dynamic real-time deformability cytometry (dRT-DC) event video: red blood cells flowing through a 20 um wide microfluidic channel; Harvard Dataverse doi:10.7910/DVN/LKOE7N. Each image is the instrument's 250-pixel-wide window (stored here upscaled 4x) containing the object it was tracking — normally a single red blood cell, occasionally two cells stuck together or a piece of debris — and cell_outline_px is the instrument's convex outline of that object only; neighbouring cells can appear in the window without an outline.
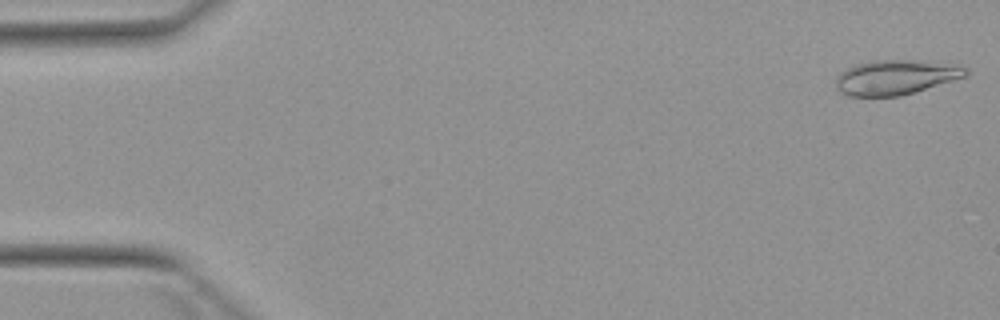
{"species": "Egyptian fruit bat (a non-hibernating species)", "species_latin": "Rousettus aegyptiacus", "temperature_condition": "warm", "stored_images_in_passage": 5, "camera_frame_rate_fps": 3000, "um_per_image_px": 0.085, "animal": {"sex": "female"}, "frame": {"image": 1, "passage_image": 1, "time_ms": 0.0, "image_size_px": [1000, 320], "cell_outline_px": [[968, 76], [900, 96], [848, 96], [840, 92], [836, 88], [836, 76], [840, 72], [856, 64], [872, 60], [956, 60], [968, 68]], "centroid_in_image_um": [76.26, 6.52], "position_along_channel_um": 8.7, "area_um2": 27.22}}
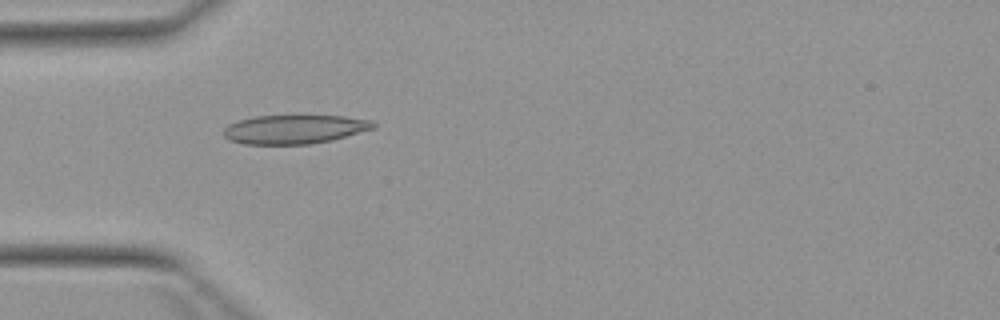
{"frame": {"image": 2, "passage_image": 4, "time_ms": 4.667, "image_size_px": [1000, 320], "cell_outline_px": [[376, 128], [332, 140], [308, 144], [244, 144], [228, 140], [224, 136], [224, 128], [228, 124], [240, 120], [256, 116], [304, 112], [344, 116], [372, 120], [376, 124]], "centroid_in_image_um": [25.07, 10.93], "position_along_channel_um": 59.9, "area_um2": 26.47}}
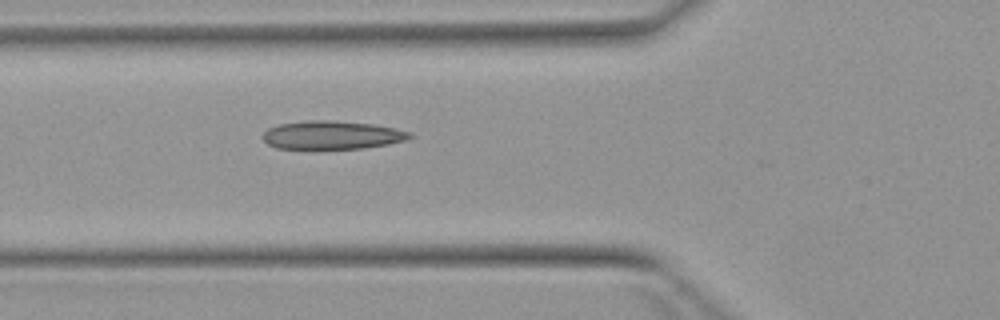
{"frame": {"image": 3, "passage_image": 5, "time_ms": 5.667, "image_size_px": [1000, 320], "cell_outline_px": [[412, 136], [408, 140], [388, 144], [364, 148], [276, 148], [268, 144], [264, 140], [264, 132], [268, 128], [280, 124], [304, 120], [328, 120], [372, 124], [396, 128], [412, 132]], "centroid_in_image_um": [28.26, 11.47], "position_along_channel_um": 97.5, "area_um2": 24.16}}